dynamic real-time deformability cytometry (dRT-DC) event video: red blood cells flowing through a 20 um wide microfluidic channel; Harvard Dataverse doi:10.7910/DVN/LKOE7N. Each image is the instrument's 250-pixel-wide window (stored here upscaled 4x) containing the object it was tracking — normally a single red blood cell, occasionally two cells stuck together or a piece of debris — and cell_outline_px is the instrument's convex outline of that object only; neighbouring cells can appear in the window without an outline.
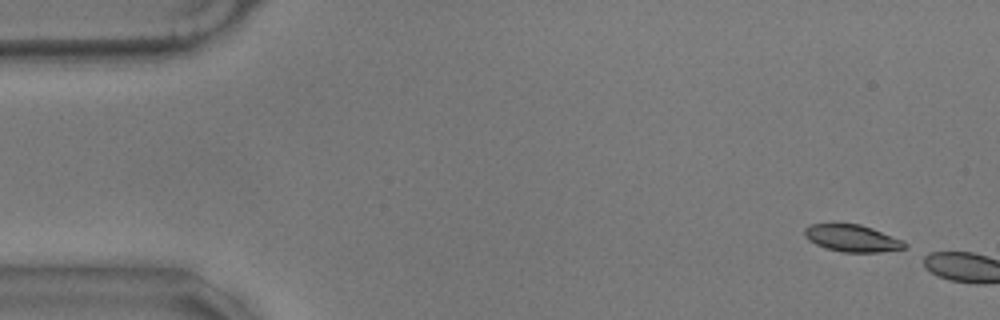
{"species": "common noctule bat (a hibernating species)", "species_latin": "Nyctalus noctula", "temperature_condition": "warm", "stored_images_in_passage": 5, "camera_frame_rate_fps": 3000, "um_per_image_px": 0.085, "animal": {"sex": "male", "body_mass_g": 17.9}, "frame": {"image": 1, "passage_image": 2, "time_ms": 0.333, "image_size_px": [1000, 320], "cell_outline_px": [[908, 248], [880, 252], [840, 252], [816, 244], [808, 240], [804, 236], [804, 228], [812, 224], [860, 224], [872, 228], [904, 240], [908, 244]], "centroid_in_image_um": [72.48, 20.26], "position_along_channel_um": 12.5, "area_um2": 15.84}}